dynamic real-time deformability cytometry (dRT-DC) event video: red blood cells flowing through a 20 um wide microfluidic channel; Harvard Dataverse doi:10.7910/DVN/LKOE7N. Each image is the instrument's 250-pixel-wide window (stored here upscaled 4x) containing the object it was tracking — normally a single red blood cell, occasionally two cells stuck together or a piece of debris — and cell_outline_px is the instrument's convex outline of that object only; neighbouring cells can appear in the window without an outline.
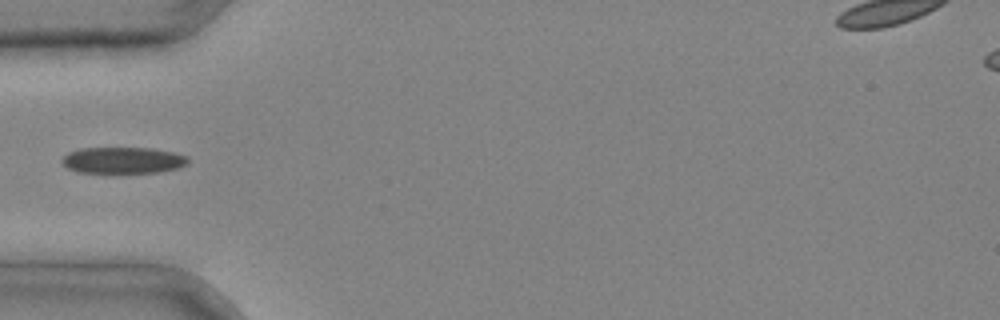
{"species": "common noctule bat (a hibernating species)", "species_latin": "Nyctalus noctula", "temperature_condition": "cold", "stored_images_in_passage": 4, "camera_frame_rate_fps": 3000, "um_per_image_px": 0.085, "animal": {"sex": "male", "body_mass_g": 20.4}, "frame": {"image": 1, "passage_image": 4, "time_ms": 1.0, "image_size_px": [1000, 320], "cell_outline_px": [[188, 164], [180, 168], [160, 172], [76, 172], [68, 168], [60, 160], [68, 152], [80, 148], [152, 148], [172, 152], [188, 156]], "centroid_in_image_um": [10.47, 13.62], "position_along_channel_um": 74.5, "area_um2": 19.36}}